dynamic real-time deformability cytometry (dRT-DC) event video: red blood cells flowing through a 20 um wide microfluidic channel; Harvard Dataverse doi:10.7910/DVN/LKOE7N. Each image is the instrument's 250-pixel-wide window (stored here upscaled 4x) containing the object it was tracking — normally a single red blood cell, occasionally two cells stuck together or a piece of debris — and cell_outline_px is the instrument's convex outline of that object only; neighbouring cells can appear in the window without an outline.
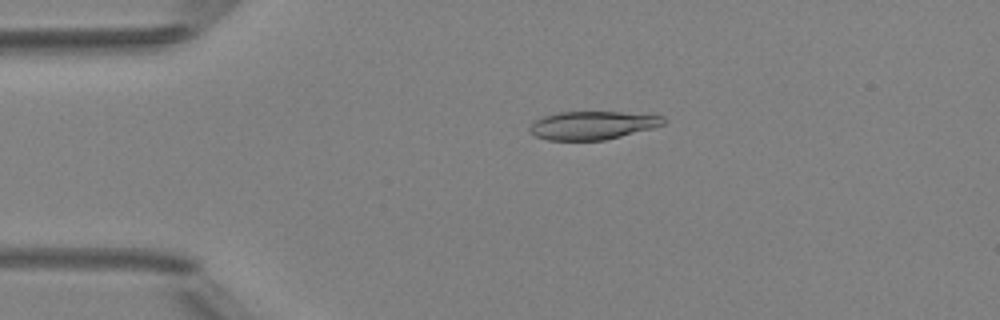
{"species": "Egyptian fruit bat (a non-hibernating species)", "species_latin": "Rousettus aegyptiacus", "temperature_condition": "room temperature", "stored_images_in_passage": 4, "camera_frame_rate_fps": 3000, "um_per_image_px": 0.085, "animal": {"sex": "female"}, "frame": {"image": 1, "passage_image": 3, "time_ms": 3.333, "image_size_px": [1000, 320], "cell_outline_px": [[664, 124], [652, 128], [604, 140], [548, 140], [536, 136], [528, 132], [528, 128], [536, 120], [544, 116], [560, 112], [620, 112], [664, 116]], "centroid_in_image_um": [50.33, 10.65], "position_along_channel_um": 34.7, "area_um2": 21.79}}